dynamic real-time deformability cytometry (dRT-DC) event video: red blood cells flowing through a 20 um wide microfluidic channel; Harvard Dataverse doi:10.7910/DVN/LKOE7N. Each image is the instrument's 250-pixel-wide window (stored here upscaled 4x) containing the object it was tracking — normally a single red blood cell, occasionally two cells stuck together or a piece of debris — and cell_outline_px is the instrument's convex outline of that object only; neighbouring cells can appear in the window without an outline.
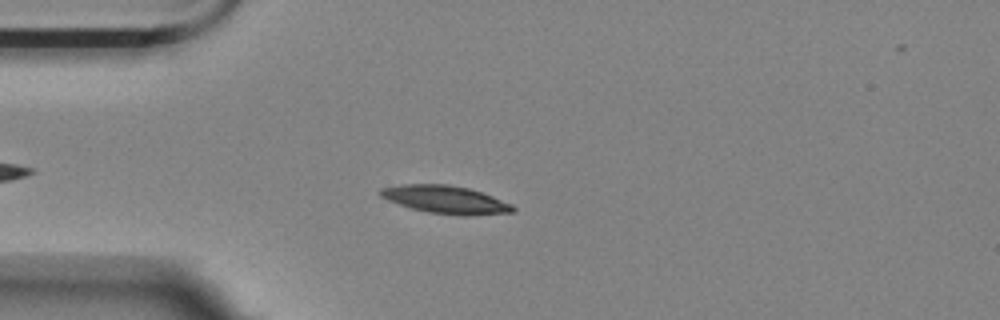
{"species": "Egyptian fruit bat (a non-hibernating species)", "species_latin": "Rousettus aegyptiacus", "temperature_condition": "room temperature", "stored_images_in_passage": 46, "camera_frame_rate_fps": 3000, "um_per_image_px": 0.085, "animal": {"sex": "female"}, "frame": {"image": 1, "passage_image": 8, "time_ms": 2.333, "image_size_px": [1000, 320], "cell_outline_px": [[516, 212], [464, 216], [460, 216], [428, 212], [412, 208], [388, 200], [380, 196], [376, 192], [380, 188], [400, 184], [448, 184], [468, 188], [492, 196], [512, 204], [516, 208]], "centroid_in_image_um": [37.87, 16.96], "position_along_channel_um": 47.1, "area_um2": 21.62}}
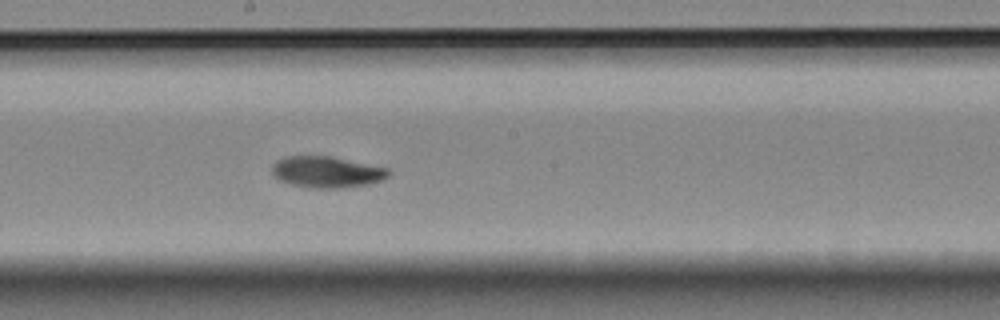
{"frame": {"image": 2, "passage_image": 24, "time_ms": 7.667, "image_size_px": [1000, 320], "cell_outline_px": [[392, 172], [384, 180], [368, 184], [340, 188], [308, 188], [292, 184], [280, 180], [272, 176], [272, 164], [276, 160], [288, 156], [328, 156], [388, 168]], "centroid_in_image_um": [27.76, 14.63], "position_along_channel_um": 220.4, "area_um2": 21.27}}
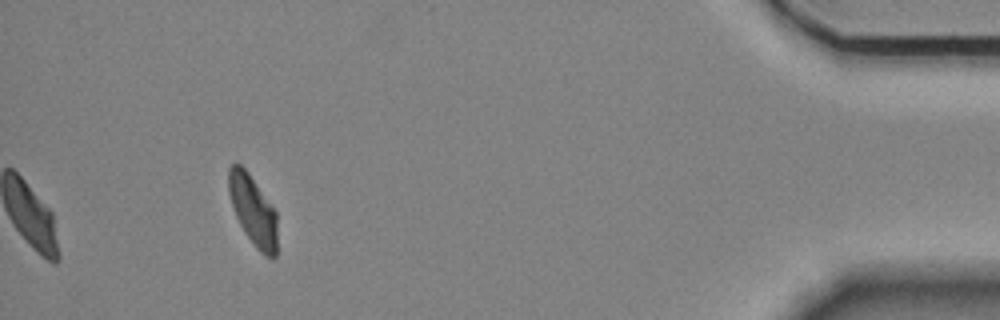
{"frame": {"image": 3, "passage_image": 46, "time_ms": 15.0, "image_size_px": [1000, 320], "cell_outline_px": [[276, 256], [272, 260], [264, 256], [256, 248], [244, 232], [236, 216], [228, 192], [228, 168], [232, 164], [240, 164], [248, 172], [276, 212]], "centroid_in_image_um": [21.49, 17.91], "position_along_channel_um": 413.7, "area_um2": 19.65}, "authors_computed_cell_mechanics": {"area_um2": 21.3282, "velocity_mm_per_s": 3.4927, "shape_relaxation_time_tau1_ms": 5.9053, "shape_relaxation_time_tau2_ms": 3.0765, "deformation_change_tau1": 0.1876, "deformation_change_tau2": 0.0651}}